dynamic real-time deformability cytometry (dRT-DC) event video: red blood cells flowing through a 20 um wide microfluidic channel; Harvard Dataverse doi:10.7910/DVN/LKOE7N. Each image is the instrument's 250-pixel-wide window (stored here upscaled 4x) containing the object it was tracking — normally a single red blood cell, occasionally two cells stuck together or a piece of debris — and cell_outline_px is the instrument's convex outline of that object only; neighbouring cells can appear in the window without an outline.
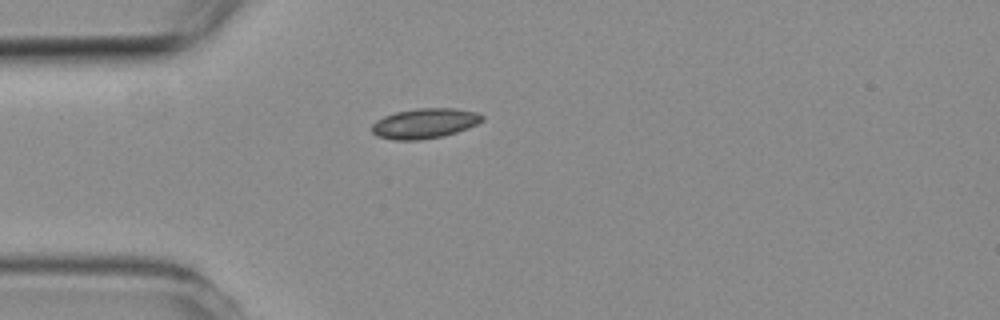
{"species": "common noctule bat (a hibernating species)", "species_latin": "Nyctalus noctula", "temperature_condition": "room temperature", "stored_images_in_passage": 5, "camera_frame_rate_fps": 3000, "um_per_image_px": 0.085, "animal": {"sex": "female", "body_mass_g": 19.3, "forearm_length_mm": 54.1}, "frame": {"image": 1, "passage_image": 5, "time_ms": 4.667, "image_size_px": [1000, 320], "cell_outline_px": [[484, 120], [468, 128], [444, 136], [420, 140], [392, 140], [376, 136], [372, 132], [372, 124], [376, 120], [384, 116], [396, 112], [416, 108], [452, 108], [476, 112], [484, 116]], "centroid_in_image_um": [36.08, 10.49], "position_along_channel_um": 48.9, "area_um2": 19.42}}